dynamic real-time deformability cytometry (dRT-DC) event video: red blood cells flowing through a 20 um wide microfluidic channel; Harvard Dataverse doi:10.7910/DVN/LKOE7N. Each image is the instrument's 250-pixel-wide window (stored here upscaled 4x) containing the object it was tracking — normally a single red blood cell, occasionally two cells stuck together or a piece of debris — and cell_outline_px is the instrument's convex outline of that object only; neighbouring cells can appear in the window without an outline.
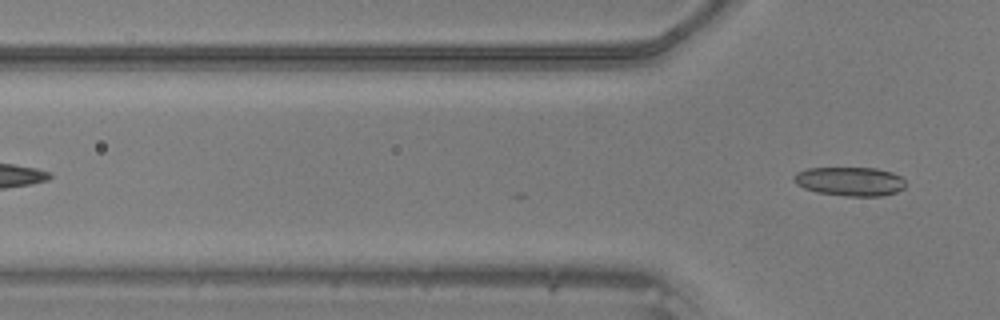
{"species": "common noctule bat (a hibernating species)", "species_latin": "Nyctalus noctula", "temperature_condition": "warm", "stored_images_in_passage": 12, "camera_frame_rate_fps": 3000, "um_per_image_px": 0.085, "animal": {"sex": "male", "body_mass_g": 20.5, "forearm_length_mm": 52.5}, "frame": {"image": 1, "passage_image": 12, "time_ms": 3.667, "image_size_px": [1000, 320], "cell_outline_px": [[904, 188], [896, 192], [884, 196], [844, 196], [816, 192], [804, 188], [796, 184], [792, 180], [792, 176], [796, 172], [808, 168], [876, 168], [892, 172], [900, 176], [904, 180]], "centroid_in_image_um": [72.21, 15.42], "position_along_channel_um": 53.6, "area_um2": 19.02}}